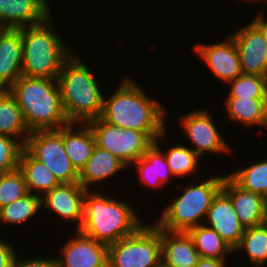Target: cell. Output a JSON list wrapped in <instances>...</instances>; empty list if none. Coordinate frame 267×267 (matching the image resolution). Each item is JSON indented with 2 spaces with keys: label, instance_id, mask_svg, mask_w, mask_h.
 Masks as SVG:
<instances>
[{
  "label": "cell",
  "instance_id": "obj_31",
  "mask_svg": "<svg viewBox=\"0 0 267 267\" xmlns=\"http://www.w3.org/2000/svg\"><path fill=\"white\" fill-rule=\"evenodd\" d=\"M230 92L226 98L249 97L267 99V77L260 75L241 74L227 83Z\"/></svg>",
  "mask_w": 267,
  "mask_h": 267
},
{
  "label": "cell",
  "instance_id": "obj_5",
  "mask_svg": "<svg viewBox=\"0 0 267 267\" xmlns=\"http://www.w3.org/2000/svg\"><path fill=\"white\" fill-rule=\"evenodd\" d=\"M50 15L44 22L23 27L22 34V75L57 79L64 62L75 52L66 46Z\"/></svg>",
  "mask_w": 267,
  "mask_h": 267
},
{
  "label": "cell",
  "instance_id": "obj_4",
  "mask_svg": "<svg viewBox=\"0 0 267 267\" xmlns=\"http://www.w3.org/2000/svg\"><path fill=\"white\" fill-rule=\"evenodd\" d=\"M15 97L30 132L57 130L69 124L57 79L20 76L8 89Z\"/></svg>",
  "mask_w": 267,
  "mask_h": 267
},
{
  "label": "cell",
  "instance_id": "obj_10",
  "mask_svg": "<svg viewBox=\"0 0 267 267\" xmlns=\"http://www.w3.org/2000/svg\"><path fill=\"white\" fill-rule=\"evenodd\" d=\"M180 129L187 135V140L194 145L190 147L201 158L206 153L227 155L231 154L232 148L224 139L222 132L214 124L211 114L203 108L194 109L179 121ZM230 152V153H229ZM229 153V154H228Z\"/></svg>",
  "mask_w": 267,
  "mask_h": 267
},
{
  "label": "cell",
  "instance_id": "obj_2",
  "mask_svg": "<svg viewBox=\"0 0 267 267\" xmlns=\"http://www.w3.org/2000/svg\"><path fill=\"white\" fill-rule=\"evenodd\" d=\"M96 191L87 190L84 197L83 221L78 229L84 235L109 246L134 234L145 223L133 204Z\"/></svg>",
  "mask_w": 267,
  "mask_h": 267
},
{
  "label": "cell",
  "instance_id": "obj_21",
  "mask_svg": "<svg viewBox=\"0 0 267 267\" xmlns=\"http://www.w3.org/2000/svg\"><path fill=\"white\" fill-rule=\"evenodd\" d=\"M128 169L120 159L111 154L109 151L95 145L91 157L79 172L78 183L87 190L97 183L105 182L106 179L121 173V170Z\"/></svg>",
  "mask_w": 267,
  "mask_h": 267
},
{
  "label": "cell",
  "instance_id": "obj_15",
  "mask_svg": "<svg viewBox=\"0 0 267 267\" xmlns=\"http://www.w3.org/2000/svg\"><path fill=\"white\" fill-rule=\"evenodd\" d=\"M50 15L48 0H0V29L38 25Z\"/></svg>",
  "mask_w": 267,
  "mask_h": 267
},
{
  "label": "cell",
  "instance_id": "obj_28",
  "mask_svg": "<svg viewBox=\"0 0 267 267\" xmlns=\"http://www.w3.org/2000/svg\"><path fill=\"white\" fill-rule=\"evenodd\" d=\"M233 250L234 254L243 250L255 267L265 266L267 262V227L262 224L246 228L239 244Z\"/></svg>",
  "mask_w": 267,
  "mask_h": 267
},
{
  "label": "cell",
  "instance_id": "obj_37",
  "mask_svg": "<svg viewBox=\"0 0 267 267\" xmlns=\"http://www.w3.org/2000/svg\"><path fill=\"white\" fill-rule=\"evenodd\" d=\"M266 18L267 17L264 16L263 12L260 11L259 14H257L256 17H254L252 21L259 27V29L264 34L265 39L267 40V19Z\"/></svg>",
  "mask_w": 267,
  "mask_h": 267
},
{
  "label": "cell",
  "instance_id": "obj_25",
  "mask_svg": "<svg viewBox=\"0 0 267 267\" xmlns=\"http://www.w3.org/2000/svg\"><path fill=\"white\" fill-rule=\"evenodd\" d=\"M30 133L15 97L8 89L0 90V134L12 137L25 146Z\"/></svg>",
  "mask_w": 267,
  "mask_h": 267
},
{
  "label": "cell",
  "instance_id": "obj_36",
  "mask_svg": "<svg viewBox=\"0 0 267 267\" xmlns=\"http://www.w3.org/2000/svg\"><path fill=\"white\" fill-rule=\"evenodd\" d=\"M229 259L200 258L195 267H227Z\"/></svg>",
  "mask_w": 267,
  "mask_h": 267
},
{
  "label": "cell",
  "instance_id": "obj_34",
  "mask_svg": "<svg viewBox=\"0 0 267 267\" xmlns=\"http://www.w3.org/2000/svg\"><path fill=\"white\" fill-rule=\"evenodd\" d=\"M20 259L22 258L16 255L12 267H57V259L55 257L44 258L38 256L30 259Z\"/></svg>",
  "mask_w": 267,
  "mask_h": 267
},
{
  "label": "cell",
  "instance_id": "obj_12",
  "mask_svg": "<svg viewBox=\"0 0 267 267\" xmlns=\"http://www.w3.org/2000/svg\"><path fill=\"white\" fill-rule=\"evenodd\" d=\"M229 36V37H228ZM225 40L195 45V53L206 64L213 76L228 83L242 74L237 46L228 34Z\"/></svg>",
  "mask_w": 267,
  "mask_h": 267
},
{
  "label": "cell",
  "instance_id": "obj_18",
  "mask_svg": "<svg viewBox=\"0 0 267 267\" xmlns=\"http://www.w3.org/2000/svg\"><path fill=\"white\" fill-rule=\"evenodd\" d=\"M22 34L0 29V90L9 89L22 76Z\"/></svg>",
  "mask_w": 267,
  "mask_h": 267
},
{
  "label": "cell",
  "instance_id": "obj_11",
  "mask_svg": "<svg viewBox=\"0 0 267 267\" xmlns=\"http://www.w3.org/2000/svg\"><path fill=\"white\" fill-rule=\"evenodd\" d=\"M59 251L57 267H108V246L75 230Z\"/></svg>",
  "mask_w": 267,
  "mask_h": 267
},
{
  "label": "cell",
  "instance_id": "obj_14",
  "mask_svg": "<svg viewBox=\"0 0 267 267\" xmlns=\"http://www.w3.org/2000/svg\"><path fill=\"white\" fill-rule=\"evenodd\" d=\"M87 189L77 183H60L41 197L42 209L45 207L58 218L75 222L78 230L82 226L84 197ZM77 222V223H76Z\"/></svg>",
  "mask_w": 267,
  "mask_h": 267
},
{
  "label": "cell",
  "instance_id": "obj_8",
  "mask_svg": "<svg viewBox=\"0 0 267 267\" xmlns=\"http://www.w3.org/2000/svg\"><path fill=\"white\" fill-rule=\"evenodd\" d=\"M24 148L54 174L59 183H77L79 173L72 166L63 144V126L57 130L32 131Z\"/></svg>",
  "mask_w": 267,
  "mask_h": 267
},
{
  "label": "cell",
  "instance_id": "obj_30",
  "mask_svg": "<svg viewBox=\"0 0 267 267\" xmlns=\"http://www.w3.org/2000/svg\"><path fill=\"white\" fill-rule=\"evenodd\" d=\"M188 145H173L164 152L171 173L177 178L193 175L199 169L200 158Z\"/></svg>",
  "mask_w": 267,
  "mask_h": 267
},
{
  "label": "cell",
  "instance_id": "obj_13",
  "mask_svg": "<svg viewBox=\"0 0 267 267\" xmlns=\"http://www.w3.org/2000/svg\"><path fill=\"white\" fill-rule=\"evenodd\" d=\"M239 54L243 74L266 76L267 40L253 22L230 34Z\"/></svg>",
  "mask_w": 267,
  "mask_h": 267
},
{
  "label": "cell",
  "instance_id": "obj_35",
  "mask_svg": "<svg viewBox=\"0 0 267 267\" xmlns=\"http://www.w3.org/2000/svg\"><path fill=\"white\" fill-rule=\"evenodd\" d=\"M0 237V267H12L17 253L11 242ZM4 240V241H3Z\"/></svg>",
  "mask_w": 267,
  "mask_h": 267
},
{
  "label": "cell",
  "instance_id": "obj_7",
  "mask_svg": "<svg viewBox=\"0 0 267 267\" xmlns=\"http://www.w3.org/2000/svg\"><path fill=\"white\" fill-rule=\"evenodd\" d=\"M150 225L145 222L134 234L109 245L108 267H157L162 261L161 229Z\"/></svg>",
  "mask_w": 267,
  "mask_h": 267
},
{
  "label": "cell",
  "instance_id": "obj_39",
  "mask_svg": "<svg viewBox=\"0 0 267 267\" xmlns=\"http://www.w3.org/2000/svg\"><path fill=\"white\" fill-rule=\"evenodd\" d=\"M157 267H169L167 265H165L162 261L157 265Z\"/></svg>",
  "mask_w": 267,
  "mask_h": 267
},
{
  "label": "cell",
  "instance_id": "obj_41",
  "mask_svg": "<svg viewBox=\"0 0 267 267\" xmlns=\"http://www.w3.org/2000/svg\"><path fill=\"white\" fill-rule=\"evenodd\" d=\"M266 77H267V55H266Z\"/></svg>",
  "mask_w": 267,
  "mask_h": 267
},
{
  "label": "cell",
  "instance_id": "obj_33",
  "mask_svg": "<svg viewBox=\"0 0 267 267\" xmlns=\"http://www.w3.org/2000/svg\"><path fill=\"white\" fill-rule=\"evenodd\" d=\"M24 146L16 139L0 134V174L18 168Z\"/></svg>",
  "mask_w": 267,
  "mask_h": 267
},
{
  "label": "cell",
  "instance_id": "obj_1",
  "mask_svg": "<svg viewBox=\"0 0 267 267\" xmlns=\"http://www.w3.org/2000/svg\"><path fill=\"white\" fill-rule=\"evenodd\" d=\"M134 79L125 77L107 99L104 96L100 118L121 129L146 133L154 142L167 129L165 108L148 96Z\"/></svg>",
  "mask_w": 267,
  "mask_h": 267
},
{
  "label": "cell",
  "instance_id": "obj_23",
  "mask_svg": "<svg viewBox=\"0 0 267 267\" xmlns=\"http://www.w3.org/2000/svg\"><path fill=\"white\" fill-rule=\"evenodd\" d=\"M18 169L24 176L27 191L32 194L42 197L60 184L50 169L35 159L25 148L21 151Z\"/></svg>",
  "mask_w": 267,
  "mask_h": 267
},
{
  "label": "cell",
  "instance_id": "obj_16",
  "mask_svg": "<svg viewBox=\"0 0 267 267\" xmlns=\"http://www.w3.org/2000/svg\"><path fill=\"white\" fill-rule=\"evenodd\" d=\"M203 224L215 230L232 249L239 244L245 232L230 198L222 190L213 198Z\"/></svg>",
  "mask_w": 267,
  "mask_h": 267
},
{
  "label": "cell",
  "instance_id": "obj_3",
  "mask_svg": "<svg viewBox=\"0 0 267 267\" xmlns=\"http://www.w3.org/2000/svg\"><path fill=\"white\" fill-rule=\"evenodd\" d=\"M77 52L64 62L57 80L68 121L87 123L101 116L105 94L98 79Z\"/></svg>",
  "mask_w": 267,
  "mask_h": 267
},
{
  "label": "cell",
  "instance_id": "obj_6",
  "mask_svg": "<svg viewBox=\"0 0 267 267\" xmlns=\"http://www.w3.org/2000/svg\"><path fill=\"white\" fill-rule=\"evenodd\" d=\"M224 176L212 175L200 183L185 185L182 194L166 204L154 223L163 230L183 232L202 225L213 198L221 190Z\"/></svg>",
  "mask_w": 267,
  "mask_h": 267
},
{
  "label": "cell",
  "instance_id": "obj_32",
  "mask_svg": "<svg viewBox=\"0 0 267 267\" xmlns=\"http://www.w3.org/2000/svg\"><path fill=\"white\" fill-rule=\"evenodd\" d=\"M27 193L24 176L18 168L0 174V208L22 198Z\"/></svg>",
  "mask_w": 267,
  "mask_h": 267
},
{
  "label": "cell",
  "instance_id": "obj_26",
  "mask_svg": "<svg viewBox=\"0 0 267 267\" xmlns=\"http://www.w3.org/2000/svg\"><path fill=\"white\" fill-rule=\"evenodd\" d=\"M201 258L227 259L234 250L213 229L204 224L188 231ZM229 254V255H228Z\"/></svg>",
  "mask_w": 267,
  "mask_h": 267
},
{
  "label": "cell",
  "instance_id": "obj_20",
  "mask_svg": "<svg viewBox=\"0 0 267 267\" xmlns=\"http://www.w3.org/2000/svg\"><path fill=\"white\" fill-rule=\"evenodd\" d=\"M161 258L169 267H195L201 257L188 232L161 229Z\"/></svg>",
  "mask_w": 267,
  "mask_h": 267
},
{
  "label": "cell",
  "instance_id": "obj_27",
  "mask_svg": "<svg viewBox=\"0 0 267 267\" xmlns=\"http://www.w3.org/2000/svg\"><path fill=\"white\" fill-rule=\"evenodd\" d=\"M42 209L41 196L28 192L22 198L0 208V223L8 226L22 225L32 220Z\"/></svg>",
  "mask_w": 267,
  "mask_h": 267
},
{
  "label": "cell",
  "instance_id": "obj_29",
  "mask_svg": "<svg viewBox=\"0 0 267 267\" xmlns=\"http://www.w3.org/2000/svg\"><path fill=\"white\" fill-rule=\"evenodd\" d=\"M266 159V160H265ZM228 174L240 187L263 197L267 194V158Z\"/></svg>",
  "mask_w": 267,
  "mask_h": 267
},
{
  "label": "cell",
  "instance_id": "obj_9",
  "mask_svg": "<svg viewBox=\"0 0 267 267\" xmlns=\"http://www.w3.org/2000/svg\"><path fill=\"white\" fill-rule=\"evenodd\" d=\"M93 130L96 145L109 151L126 166L143 156L154 141L144 132L121 129L99 118L87 122ZM132 163V164H131Z\"/></svg>",
  "mask_w": 267,
  "mask_h": 267
},
{
  "label": "cell",
  "instance_id": "obj_24",
  "mask_svg": "<svg viewBox=\"0 0 267 267\" xmlns=\"http://www.w3.org/2000/svg\"><path fill=\"white\" fill-rule=\"evenodd\" d=\"M227 118L245 126H262L267 128V99L249 97L225 98Z\"/></svg>",
  "mask_w": 267,
  "mask_h": 267
},
{
  "label": "cell",
  "instance_id": "obj_38",
  "mask_svg": "<svg viewBox=\"0 0 267 267\" xmlns=\"http://www.w3.org/2000/svg\"><path fill=\"white\" fill-rule=\"evenodd\" d=\"M263 224L267 227V202H265L264 221Z\"/></svg>",
  "mask_w": 267,
  "mask_h": 267
},
{
  "label": "cell",
  "instance_id": "obj_19",
  "mask_svg": "<svg viewBox=\"0 0 267 267\" xmlns=\"http://www.w3.org/2000/svg\"><path fill=\"white\" fill-rule=\"evenodd\" d=\"M167 130L161 134L156 141L146 150L141 158L133 164L136 170L141 186L148 185L149 187L159 188L172 179L173 174L168 166L164 150L160 147L159 141L166 139ZM136 165V166H135Z\"/></svg>",
  "mask_w": 267,
  "mask_h": 267
},
{
  "label": "cell",
  "instance_id": "obj_40",
  "mask_svg": "<svg viewBox=\"0 0 267 267\" xmlns=\"http://www.w3.org/2000/svg\"><path fill=\"white\" fill-rule=\"evenodd\" d=\"M246 1H248V2H251V1L253 2L254 1V2L258 3V2H262L263 0H246ZM265 1L267 2V0H265Z\"/></svg>",
  "mask_w": 267,
  "mask_h": 267
},
{
  "label": "cell",
  "instance_id": "obj_22",
  "mask_svg": "<svg viewBox=\"0 0 267 267\" xmlns=\"http://www.w3.org/2000/svg\"><path fill=\"white\" fill-rule=\"evenodd\" d=\"M63 144L72 166L79 173L91 157L96 141L88 123L70 122L63 126Z\"/></svg>",
  "mask_w": 267,
  "mask_h": 267
},
{
  "label": "cell",
  "instance_id": "obj_17",
  "mask_svg": "<svg viewBox=\"0 0 267 267\" xmlns=\"http://www.w3.org/2000/svg\"><path fill=\"white\" fill-rule=\"evenodd\" d=\"M221 190L230 198L235 213L245 229L263 224V196L243 189L228 174L223 178Z\"/></svg>",
  "mask_w": 267,
  "mask_h": 267
}]
</instances>
